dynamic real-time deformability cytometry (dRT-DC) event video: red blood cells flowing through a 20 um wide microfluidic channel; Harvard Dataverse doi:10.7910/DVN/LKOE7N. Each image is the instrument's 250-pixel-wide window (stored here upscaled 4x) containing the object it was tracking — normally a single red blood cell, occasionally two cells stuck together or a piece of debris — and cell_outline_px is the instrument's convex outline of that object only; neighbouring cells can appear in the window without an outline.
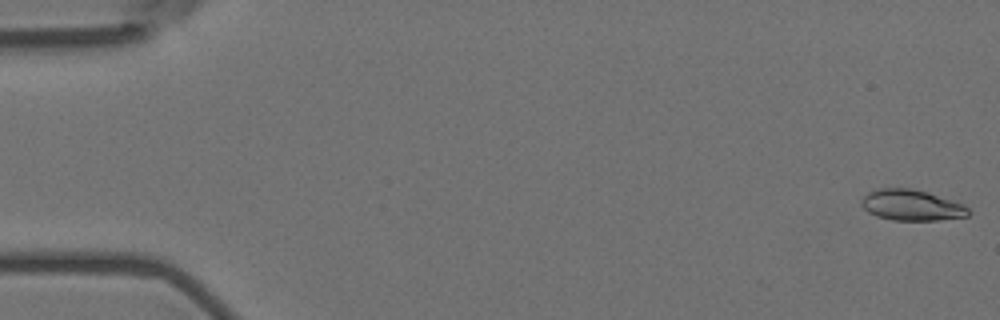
{"species": "Egyptian fruit bat (a non-hibernating species)", "species_latin": "Rousettus aegyptiacus", "temperature_condition": "room temperature", "stored_images_in_passage": 11, "camera_frame_rate_fps": 3000, "um_per_image_px": 0.085, "animal": {"sex": "female"}, "frame": {"image": 1, "passage_image": 1, "time_ms": 0.0, "image_size_px": [1000, 320], "cell_outline_px": [[968, 216], [940, 220], [892, 220], [876, 216], [868, 212], [860, 204], [860, 200], [868, 192], [880, 188], [912, 188], [928, 192], [964, 204], [968, 208]], "centroid_in_image_um": [77.46, 17.43], "position_along_channel_um": 7.5, "area_um2": 19.31}}